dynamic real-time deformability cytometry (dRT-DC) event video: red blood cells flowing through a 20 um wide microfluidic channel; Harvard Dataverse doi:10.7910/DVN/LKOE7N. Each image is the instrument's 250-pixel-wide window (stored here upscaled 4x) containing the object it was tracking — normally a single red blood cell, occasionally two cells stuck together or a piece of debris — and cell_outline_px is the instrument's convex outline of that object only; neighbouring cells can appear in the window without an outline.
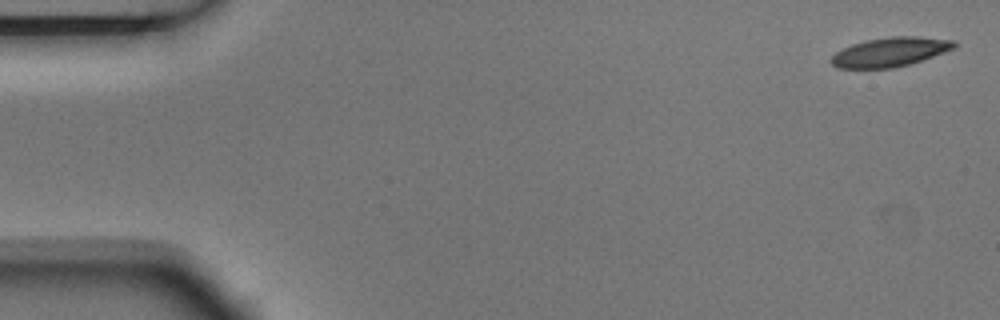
{"species": "Egyptian fruit bat (a non-hibernating species)", "species_latin": "Rousettus aegyptiacus", "temperature_condition": "room temperature", "stored_images_in_passage": 6, "camera_frame_rate_fps": 3000, "um_per_image_px": 0.085, "animal": {"sex": "male"}, "frame": {"image": 1, "passage_image": 1, "time_ms": 0.0, "image_size_px": [1000, 320], "cell_outline_px": [[956, 48], [908, 64], [892, 68], [836, 68], [828, 60], [836, 52], [852, 44], [868, 40], [892, 36], [916, 36], [956, 40]], "centroid_in_image_um": [75.66, 4.41], "position_along_channel_um": 9.3, "area_um2": 20.81}}
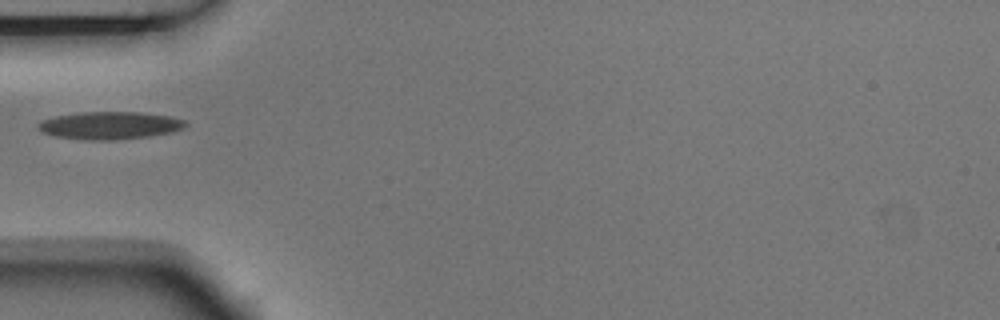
{"frame": {"image": 2, "passage_image": 5, "time_ms": 1.333, "image_size_px": [1000, 320], "cell_outline_px": [[188, 124], [184, 128], [172, 132], [148, 136], [112, 140], [84, 140], [56, 136], [44, 132], [36, 128], [36, 124], [40, 120], [56, 116], [80, 112], [140, 112], [168, 116], [184, 120]], "centroid_in_image_um": [9.3, 10.66], "position_along_channel_um": 75.7, "area_um2": 23.7}}
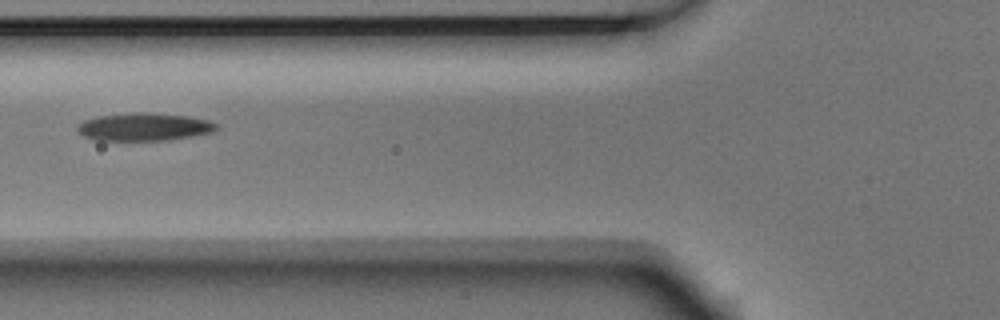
{"frame": {"image": 3, "passage_image": 6, "time_ms": 1.667, "image_size_px": [1000, 320], "cell_outline_px": [[220, 128], [212, 132], [192, 136], [164, 140], [96, 140], [84, 136], [76, 128], [84, 120], [100, 116], [136, 112], [140, 112], [188, 116], [208, 120], [220, 124]], "centroid_in_image_um": [12.31, 10.78], "position_along_channel_um": 113.5, "area_um2": 22.31}}